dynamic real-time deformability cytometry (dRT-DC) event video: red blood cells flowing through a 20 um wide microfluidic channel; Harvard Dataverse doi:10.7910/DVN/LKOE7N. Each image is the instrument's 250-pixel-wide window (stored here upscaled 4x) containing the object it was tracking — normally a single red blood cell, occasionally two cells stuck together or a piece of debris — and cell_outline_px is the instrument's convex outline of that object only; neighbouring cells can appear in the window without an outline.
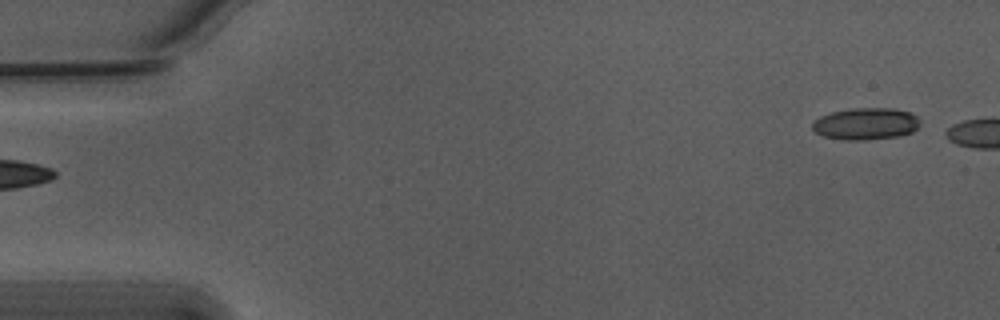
{"species": "Egyptian fruit bat (a non-hibernating species)", "species_latin": "Rousettus aegyptiacus", "temperature_condition": "warm", "stored_images_in_passage": 4, "camera_frame_rate_fps": 3000, "um_per_image_px": 0.085, "animal": {"sex": "male"}, "frame": {"image": 1, "passage_image": 1, "time_ms": 0.0, "image_size_px": [1000, 320], "cell_outline_px": [[920, 124], [912, 132], [900, 136], [860, 140], [844, 140], [824, 136], [816, 132], [812, 128], [812, 124], [820, 116], [832, 112], [852, 108], [892, 108], [912, 112], [920, 120]], "centroid_in_image_um": [73.62, 10.51], "position_along_channel_um": 11.4, "area_um2": 20.0}}